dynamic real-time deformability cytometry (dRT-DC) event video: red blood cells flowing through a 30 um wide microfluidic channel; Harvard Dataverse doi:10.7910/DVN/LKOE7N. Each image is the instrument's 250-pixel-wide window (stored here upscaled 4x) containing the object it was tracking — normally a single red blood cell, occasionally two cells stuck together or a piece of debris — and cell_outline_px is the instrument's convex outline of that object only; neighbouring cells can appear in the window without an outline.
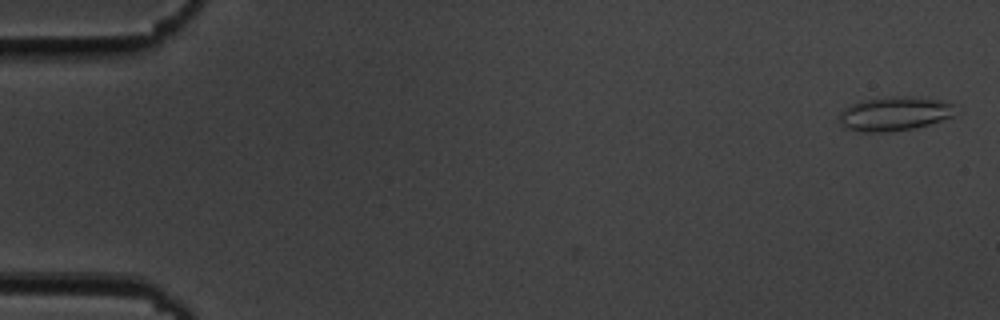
{"species": "common noctule bat (a hibernating species)", "species_latin": "Nyctalus noctula", "temperature_condition": "cold", "stored_images_in_passage": 52, "camera_frame_rate_fps": 3000, "um_per_image_px": 0.085, "animal": {"sex": "male", "body_mass_g": 19.5, "forearm_length_mm": 54.6}, "frame": {"image": 1, "passage_image": 2, "time_ms": 0.333, "image_size_px": [1000, 320], "cell_outline_px": [[952, 116], [928, 124], [912, 128], [892, 132], [860, 132], [844, 128], [840, 124], [840, 112], [844, 108], [860, 100], [892, 96], [912, 96], [940, 100], [952, 104]], "centroid_in_image_um": [75.94, 9.66], "position_along_channel_um": 9.1, "area_um2": 22.95}}
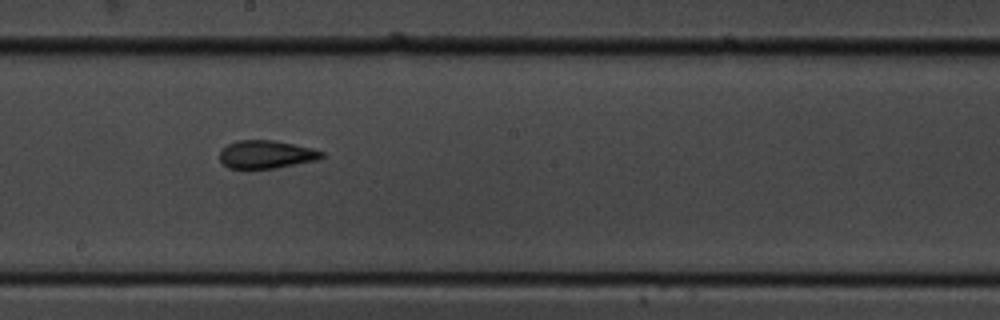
{"frame": {"image": 2, "passage_image": 31, "time_ms": 10.0, "image_size_px": [1000, 320], "cell_outline_px": [[324, 156], [316, 160], [276, 168], [228, 168], [220, 160], [220, 152], [228, 144], [236, 140], [272, 140], [312, 148], [324, 152]], "centroid_in_image_um": [22.63, 13.12], "position_along_channel_um": 225.6, "area_um2": 16.47}}
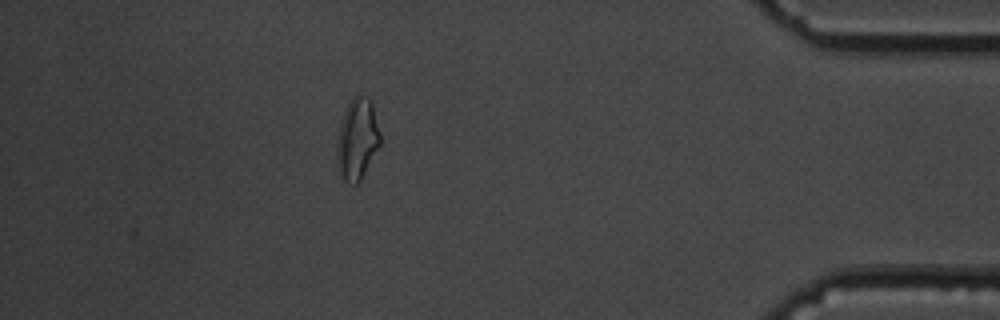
{"frame": {"image": 3, "passage_image": 49, "time_ms": 16.0, "image_size_px": [1000, 320], "cell_outline_px": [[380, 144], [360, 180], [356, 184], [352, 184], [344, 180], [340, 176], [336, 168], [336, 144], [340, 124], [344, 112], [352, 96], [356, 92], [360, 92], [368, 96], [372, 100], [380, 132]], "centroid_in_image_um": [30.35, 11.77], "position_along_channel_um": 404.9, "area_um2": 20.98}}